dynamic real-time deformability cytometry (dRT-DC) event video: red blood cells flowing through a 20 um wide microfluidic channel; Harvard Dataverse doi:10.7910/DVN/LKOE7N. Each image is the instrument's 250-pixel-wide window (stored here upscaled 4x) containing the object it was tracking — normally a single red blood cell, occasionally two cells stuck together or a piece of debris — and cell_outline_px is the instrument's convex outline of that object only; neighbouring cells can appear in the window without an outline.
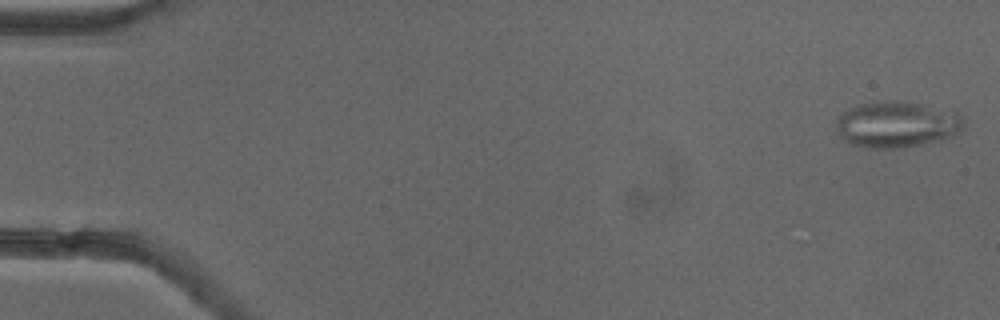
{"species": "common noctule bat (a hibernating species)", "species_latin": "Nyctalus noctula", "temperature_condition": "cold", "stored_images_in_passage": 26, "camera_frame_rate_fps": 3000, "um_per_image_px": 0.085, "animal": {"sex": "female"}, "frame": {"image": 1, "passage_image": 1, "time_ms": 0.0, "image_size_px": [1000, 320], "cell_outline_px": [[964, 128], [960, 132], [952, 136], [940, 140], [920, 144], [896, 148], [864, 148], [852, 144], [844, 140], [836, 132], [836, 120], [844, 112], [856, 104], [888, 100], [896, 100], [920, 104], [964, 116]], "centroid_in_image_um": [76.19, 10.58], "position_along_channel_um": 8.8, "area_um2": 34.16}}